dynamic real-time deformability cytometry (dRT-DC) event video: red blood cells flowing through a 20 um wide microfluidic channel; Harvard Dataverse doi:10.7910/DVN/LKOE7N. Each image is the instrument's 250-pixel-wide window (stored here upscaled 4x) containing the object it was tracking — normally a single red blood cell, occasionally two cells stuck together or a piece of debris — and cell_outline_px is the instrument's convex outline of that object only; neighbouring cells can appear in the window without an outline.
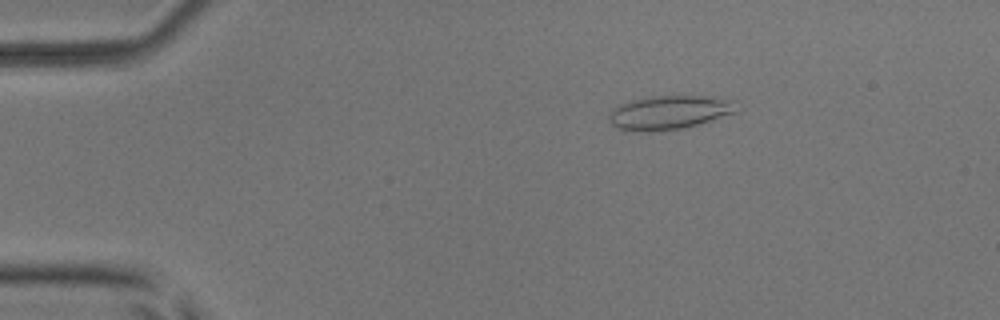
{"species": "common noctule bat (a hibernating species)", "species_latin": "Nyctalus noctula", "temperature_condition": "room temperature", "stored_images_in_passage": 44, "camera_frame_rate_fps": 3000, "um_per_image_px": 0.085, "animal": {"sex": "male", "body_mass_g": 17.9, "forearm_length_mm": 54.2}, "frame": {"image": 1, "passage_image": 1, "time_ms": 0.0, "image_size_px": [1000, 320], "cell_outline_px": [[740, 112], [684, 128], [648, 132], [644, 132], [616, 128], [608, 120], [608, 112], [612, 108], [620, 104], [632, 100], [652, 96], [708, 96], [740, 100]], "centroid_in_image_um": [56.98, 9.55], "position_along_channel_um": 28.0, "area_um2": 25.84}}
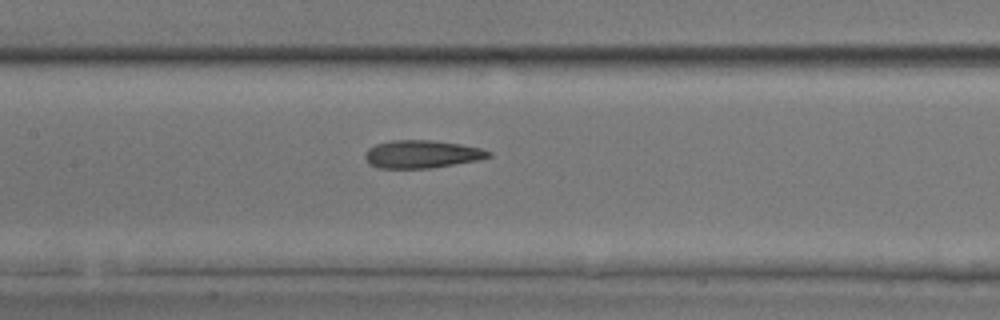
{"frame": {"image": 2, "passage_image": 17, "time_ms": 5.333, "image_size_px": [1000, 320], "cell_outline_px": [[492, 156], [480, 160], [432, 168], [376, 168], [364, 156], [364, 152], [368, 148], [376, 144], [392, 140], [432, 140], [460, 144], [480, 148], [492, 152]], "centroid_in_image_um": [35.88, 13.1], "position_along_channel_um": 171.5, "area_um2": 20.11}}
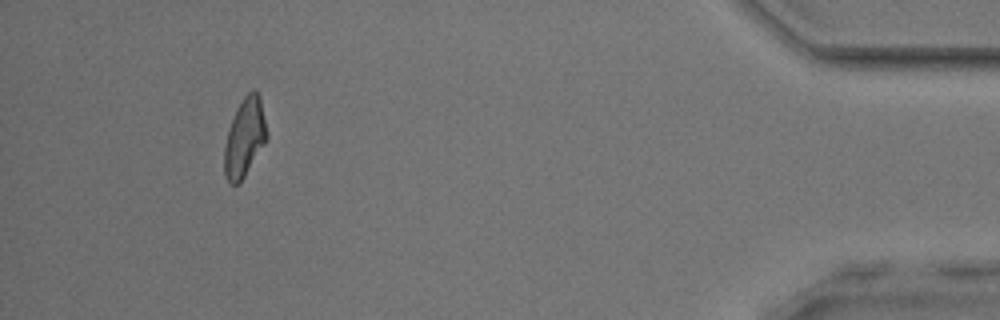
{"frame": {"image": 3, "passage_image": 40, "time_ms": 13.0, "image_size_px": [1000, 320], "cell_outline_px": [[268, 136], [264, 144], [240, 184], [228, 184], [224, 176], [224, 144], [228, 128], [236, 108], [244, 96], [252, 88], [256, 88], [260, 96], [268, 132]], "centroid_in_image_um": [20.78, 11.68], "position_along_channel_um": 414.4, "area_um2": 19.88}, "authors_computed_cell_mechanics": {"area_um2": 20.2878, "velocity_mm_per_s": 3.9894, "shape_relaxation_time_tau1_ms": 9.807, "shape_relaxation_time_tau2_ms": 3.4991, "deformation_change_tau1": 0.1998, "deformation_change_tau2": 0.1398}}